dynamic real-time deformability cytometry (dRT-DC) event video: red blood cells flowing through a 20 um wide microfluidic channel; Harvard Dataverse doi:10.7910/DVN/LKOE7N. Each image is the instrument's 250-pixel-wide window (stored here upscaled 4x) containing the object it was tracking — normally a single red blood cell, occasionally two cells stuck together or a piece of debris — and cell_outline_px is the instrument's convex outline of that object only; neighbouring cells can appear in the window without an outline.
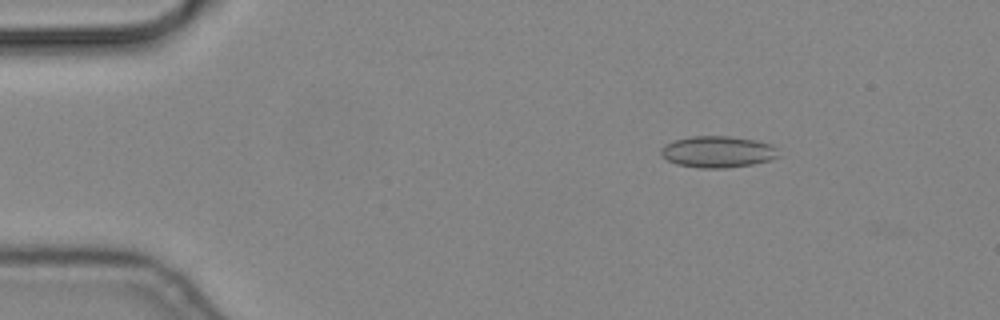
{"species": "common noctule bat (a hibernating species)", "species_latin": "Nyctalus noctula", "temperature_condition": "cold", "stored_images_in_passage": 56, "camera_frame_rate_fps": 3000, "um_per_image_px": 0.085, "animal": {"sex": "male", "body_mass_g": 19.2, "forearm_length_mm": 51.8}, "frame": {"image": 1, "passage_image": 8, "time_ms": 2.333, "image_size_px": [1000, 320], "cell_outline_px": [[780, 156], [768, 160], [752, 164], [724, 168], [700, 168], [676, 164], [668, 160], [660, 152], [660, 148], [664, 144], [676, 140], [692, 136], [728, 136], [756, 140], [772, 144], [776, 148]], "centroid_in_image_um": [61.01, 12.9], "position_along_channel_um": 24.0, "area_um2": 21.5}}
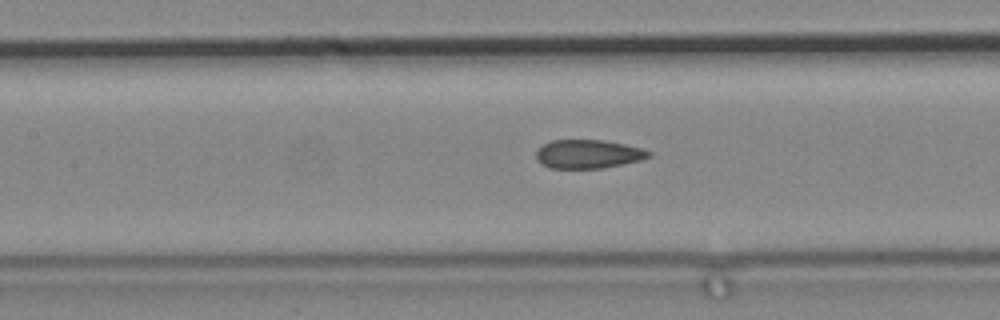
{"frame": {"image": 2, "passage_image": 25, "time_ms": 8.0, "image_size_px": [1000, 320], "cell_outline_px": [[652, 156], [640, 160], [604, 168], [548, 168], [536, 160], [536, 148], [552, 140], [604, 140], [624, 144], [640, 148], [652, 152]], "centroid_in_image_um": [49.96, 13.09], "position_along_channel_um": 157.4, "area_um2": 18.9}}
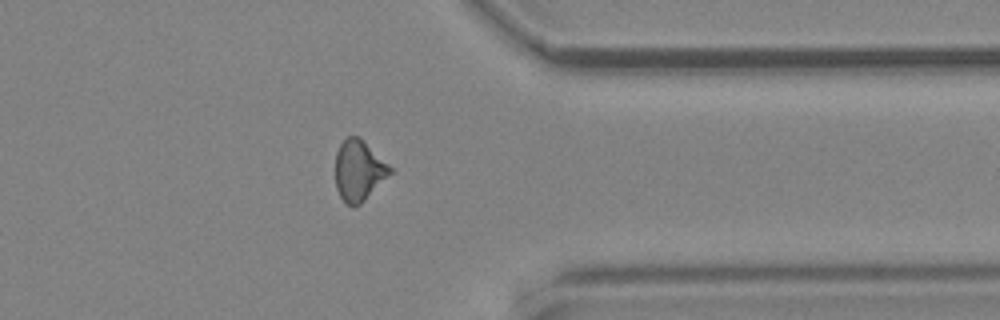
{"frame": {"image": 3, "passage_image": 44, "time_ms": 14.333, "image_size_px": [1000, 320], "cell_outline_px": [[392, 172], [360, 204], [352, 208], [340, 196], [336, 188], [336, 152], [340, 144], [348, 136], [360, 136], [392, 168]], "centroid_in_image_um": [30.49, 14.48], "position_along_channel_um": 380.9, "area_um2": 19.13}}